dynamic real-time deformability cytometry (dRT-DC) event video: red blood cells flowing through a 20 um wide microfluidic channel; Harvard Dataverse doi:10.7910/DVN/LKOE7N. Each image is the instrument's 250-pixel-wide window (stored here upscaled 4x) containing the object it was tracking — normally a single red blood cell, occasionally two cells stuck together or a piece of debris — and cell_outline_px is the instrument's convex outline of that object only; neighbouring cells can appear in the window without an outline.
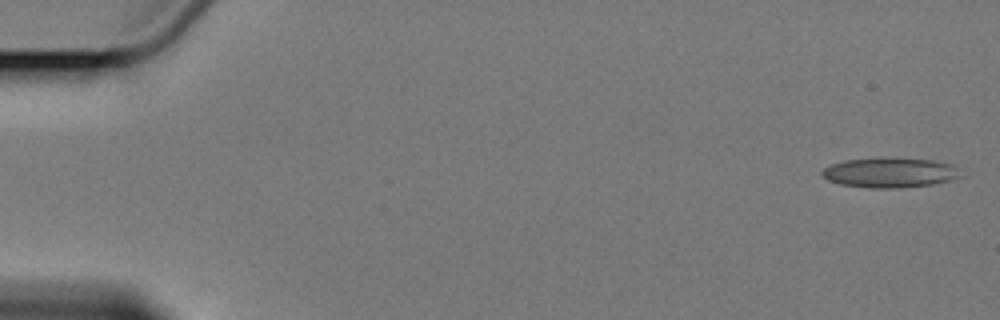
{"species": "Egyptian fruit bat (a non-hibernating species)", "species_latin": "Rousettus aegyptiacus", "temperature_condition": "cold", "stored_images_in_passage": 5, "camera_frame_rate_fps": 3000, "um_per_image_px": 0.085, "animal": {"sex": "female"}, "frame": {"image": 1, "passage_image": 1, "time_ms": 0.0, "image_size_px": [1000, 320], "cell_outline_px": [[964, 176], [932, 184], [896, 188], [872, 188], [840, 184], [828, 180], [820, 176], [820, 172], [824, 168], [832, 164], [844, 160], [932, 160], [952, 164]], "centroid_in_image_um": [75.62, 14.71], "position_along_channel_um": 9.4, "area_um2": 23.24}}
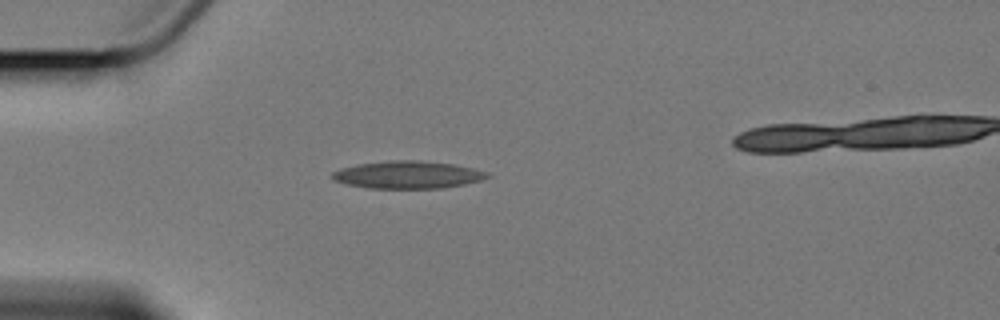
{"frame": {"image": 2, "passage_image": 4, "time_ms": 5.0, "image_size_px": [1000, 320], "cell_outline_px": [[492, 176], [480, 180], [464, 184], [440, 188], [368, 188], [348, 184], [332, 180], [332, 172], [340, 168], [356, 164], [388, 160], [420, 160], [456, 164], [488, 172]], "centroid_in_image_um": [34.65, 14.84], "position_along_channel_um": 50.4, "area_um2": 24.97}}